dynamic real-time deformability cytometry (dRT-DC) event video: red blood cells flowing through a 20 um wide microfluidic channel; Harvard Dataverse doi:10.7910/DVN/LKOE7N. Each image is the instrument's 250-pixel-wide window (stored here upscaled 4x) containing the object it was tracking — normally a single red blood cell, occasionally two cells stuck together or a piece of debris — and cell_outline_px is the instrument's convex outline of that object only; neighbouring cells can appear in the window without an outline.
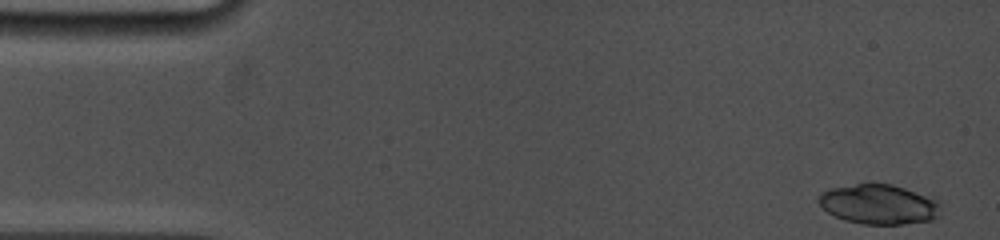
{"species": "common noctule bat (a hibernating species)", "species_latin": "Nyctalus noctula", "temperature_condition": "cold", "stored_images_in_passage": 4, "camera_frame_rate_fps": 5000, "um_per_image_px": 0.085, "animal": {"sex": "female", "body_mass_g": 19.0, "forearm_length_mm": 53.3}, "frame": {"image": 1, "passage_image": 1, "time_ms": 0.0, "image_size_px": [1000, 240], "cell_outline_px": [[940, 216], [932, 220], [904, 224], [864, 224], [844, 220], [828, 212], [820, 204], [820, 192], [832, 188], [856, 184], [892, 184], [940, 200]], "centroid_in_image_um": [74.76, 17.38], "position_along_channel_um": 10.2, "area_um2": 28.15}}